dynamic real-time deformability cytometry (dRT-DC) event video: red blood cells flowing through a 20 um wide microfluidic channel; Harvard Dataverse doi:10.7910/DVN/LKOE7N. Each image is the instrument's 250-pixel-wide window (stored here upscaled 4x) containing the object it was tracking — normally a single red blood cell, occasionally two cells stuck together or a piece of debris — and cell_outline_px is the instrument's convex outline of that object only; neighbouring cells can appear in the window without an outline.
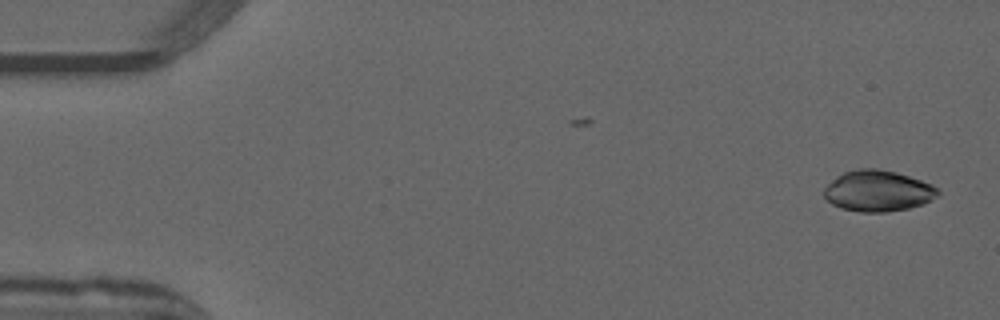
{"species": "common noctule bat (a hibernating species)", "species_latin": "Nyctalus noctula", "temperature_condition": "warm", "stored_images_in_passage": 50, "camera_frame_rate_fps": 3000, "um_per_image_px": 0.085, "animal": {"sex": "male", "forearm_length_mm": 52.5}, "frame": {"image": 1, "passage_image": 1, "time_ms": 0.0, "image_size_px": [1000, 320], "cell_outline_px": [[940, 192], [936, 196], [920, 204], [908, 208], [884, 212], [860, 212], [840, 208], [832, 204], [824, 196], [824, 188], [836, 176], [844, 172], [856, 168], [876, 168], [896, 172], [932, 184], [940, 188]], "centroid_in_image_um": [74.59, 16.22], "position_along_channel_um": 10.4, "area_um2": 27.11}}
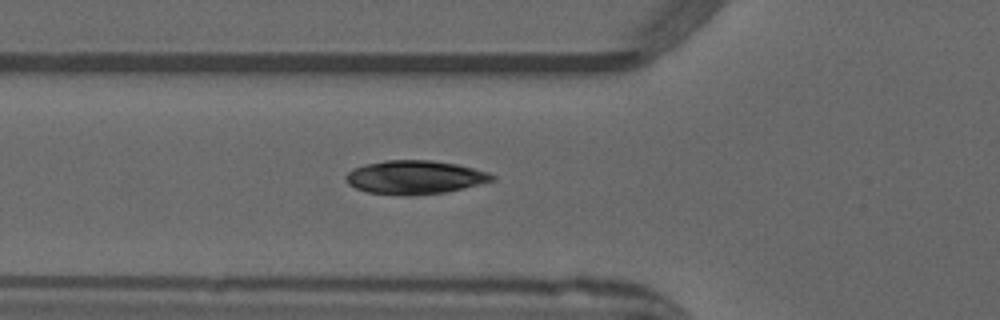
{"frame": {"image": 2, "passage_image": 17, "time_ms": 5.333, "image_size_px": [1000, 320], "cell_outline_px": [[496, 180], [480, 184], [444, 192], [408, 196], [400, 196], [368, 192], [356, 188], [348, 184], [344, 176], [348, 172], [364, 164], [384, 160], [432, 160], [456, 164], [488, 172], [496, 176]], "centroid_in_image_um": [35.25, 15.07], "position_along_channel_um": 90.5, "area_um2": 28.67}}
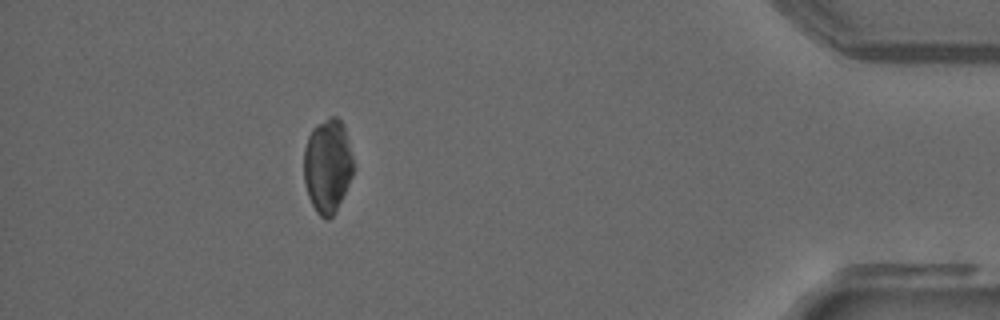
{"frame": {"image": 3, "passage_image": 45, "time_ms": 14.667, "image_size_px": [1000, 320], "cell_outline_px": [[352, 176], [332, 216], [328, 220], [324, 220], [316, 212], [308, 196], [304, 180], [304, 148], [308, 136], [312, 128], [316, 124], [328, 116], [336, 116], [344, 124], [352, 156]], "centroid_in_image_um": [27.82, 14.05], "position_along_channel_um": 407.4, "area_um2": 26.99}, "authors_computed_cell_mechanics": {"area_um2": 28.0619, "velocity_mm_per_s": 3.9667, "shape_relaxation_time_tau1_ms": 5.6626, "shape_relaxation_time_tau2_ms": 6.2573, "deformation_change_tau1": 0.1044, "deformation_change_tau2": 0.1121}}